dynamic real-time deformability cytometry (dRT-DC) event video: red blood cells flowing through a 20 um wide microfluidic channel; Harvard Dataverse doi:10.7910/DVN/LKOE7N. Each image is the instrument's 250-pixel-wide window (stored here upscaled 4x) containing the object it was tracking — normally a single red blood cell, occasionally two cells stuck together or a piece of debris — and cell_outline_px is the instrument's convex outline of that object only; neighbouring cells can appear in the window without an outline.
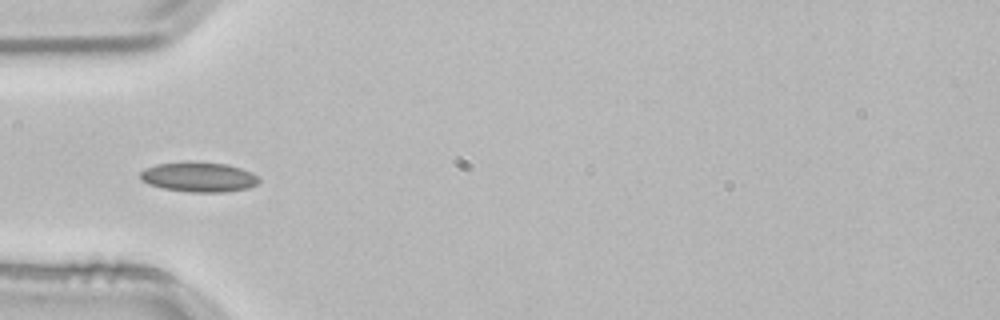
{"species": "common noctule bat (a hibernating species)", "species_latin": "Nyctalus noctula", "temperature_condition": "room temperature", "stored_images_in_passage": 1, "camera_frame_rate_fps": 3000, "um_per_image_px": 0.085, "animal": {"sex": "male", "body_mass_g": 21.5, "forearm_length_mm": 52.0}, "frame": {"image": 1, "passage_image": 1, "time_ms": 0.0, "image_size_px": [1000, 320], "cell_outline_px": [[260, 180], [256, 184], [248, 188], [224, 192], [188, 192], [164, 188], [148, 184], [140, 180], [140, 172], [144, 168], [156, 164], [188, 160], [192, 160], [228, 164], [252, 172], [260, 176]], "centroid_in_image_um": [16.88, 15.02], "position_along_channel_um": 68.1, "area_um2": 21.15}}